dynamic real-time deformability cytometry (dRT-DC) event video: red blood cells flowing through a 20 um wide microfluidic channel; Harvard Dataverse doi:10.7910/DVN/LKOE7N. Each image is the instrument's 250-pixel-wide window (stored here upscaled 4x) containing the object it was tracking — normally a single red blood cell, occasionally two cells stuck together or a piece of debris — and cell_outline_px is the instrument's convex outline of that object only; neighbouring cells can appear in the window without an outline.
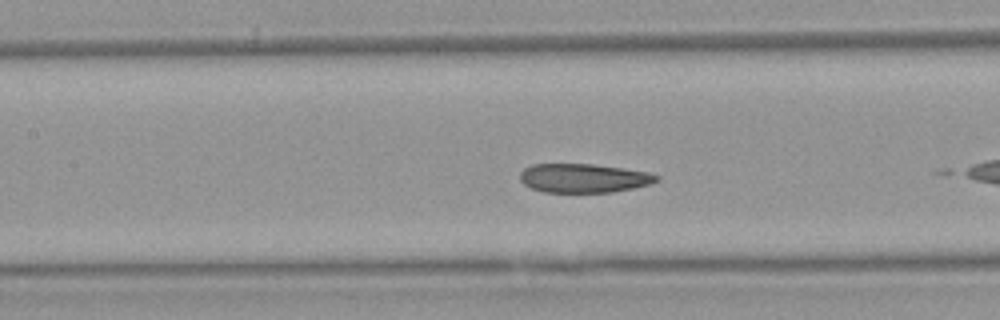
{"species": "Egyptian fruit bat (a non-hibernating species)", "species_latin": "Rousettus aegyptiacus", "temperature_condition": "warm", "stored_images_in_passage": 7, "camera_frame_rate_fps": 3000, "um_per_image_px": 0.085, "animal": {"sex": "female"}, "frame": {"image": 1, "passage_image": 5, "time_ms": 1.333, "image_size_px": [1000, 320], "cell_outline_px": [[660, 180], [652, 184], [612, 192], [544, 192], [532, 188], [524, 184], [520, 180], [520, 172], [524, 168], [532, 164], [592, 164], [648, 172], [660, 176]], "centroid_in_image_um": [49.62, 15.14], "position_along_channel_um": 157.8, "area_um2": 23.0}}